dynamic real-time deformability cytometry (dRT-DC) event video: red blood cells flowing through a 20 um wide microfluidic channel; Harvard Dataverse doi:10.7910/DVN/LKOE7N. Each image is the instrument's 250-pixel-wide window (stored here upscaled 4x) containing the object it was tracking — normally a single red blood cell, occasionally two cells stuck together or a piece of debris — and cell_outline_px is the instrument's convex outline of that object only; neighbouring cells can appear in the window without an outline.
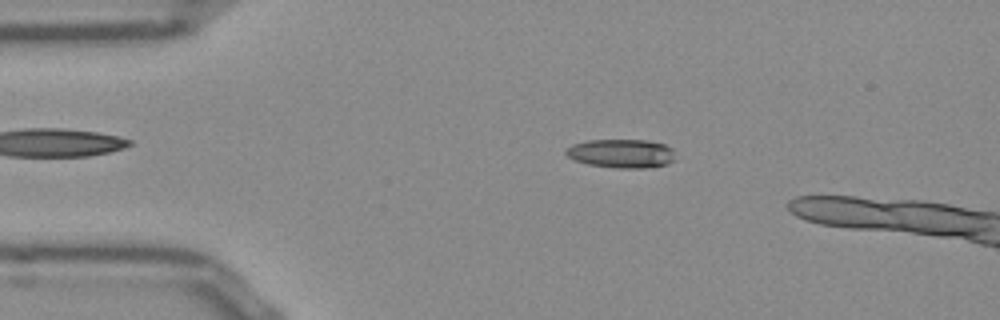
{"species": "Egyptian fruit bat (a non-hibernating species)", "species_latin": "Rousettus aegyptiacus", "temperature_condition": "room temperature", "stored_images_in_passage": 9, "camera_frame_rate_fps": 3000, "um_per_image_px": 0.085, "frame": {"image": 1, "passage_image": 4, "time_ms": 1.0, "image_size_px": [1000, 320], "cell_outline_px": [[676, 160], [668, 164], [648, 168], [620, 168], [588, 164], [576, 160], [568, 156], [564, 152], [564, 148], [572, 144], [588, 140], [648, 140], [664, 144], [672, 148]], "centroid_in_image_um": [52.84, 13.04], "position_along_channel_um": 32.2, "area_um2": 18.5}}